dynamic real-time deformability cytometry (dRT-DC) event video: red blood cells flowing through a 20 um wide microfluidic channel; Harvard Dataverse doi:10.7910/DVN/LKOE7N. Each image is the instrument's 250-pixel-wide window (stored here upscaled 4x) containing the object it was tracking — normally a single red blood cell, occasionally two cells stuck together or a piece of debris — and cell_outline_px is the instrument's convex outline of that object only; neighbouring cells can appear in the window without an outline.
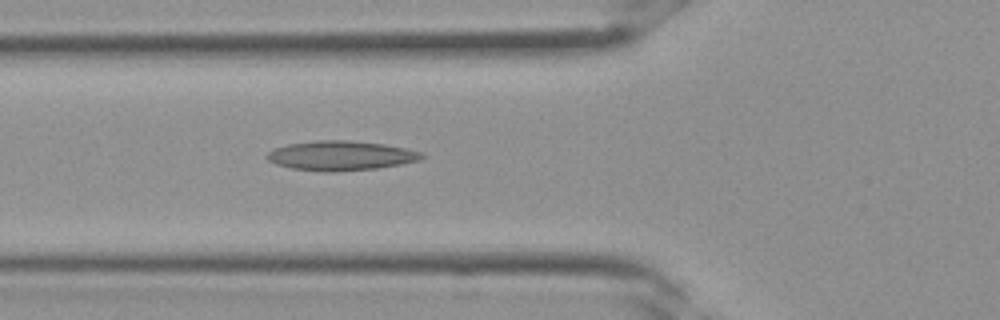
{"species": "Egyptian fruit bat (a non-hibernating species)", "species_latin": "Rousettus aegyptiacus", "temperature_condition": "room temperature", "stored_images_in_passage": 33, "camera_frame_rate_fps": 3000, "um_per_image_px": 0.085, "frame": {"image": 1, "passage_image": 12, "time_ms": 3.667, "image_size_px": [1000, 320], "cell_outline_px": [[428, 156], [420, 160], [380, 168], [332, 172], [324, 172], [292, 168], [276, 164], [268, 160], [264, 156], [268, 152], [276, 148], [288, 144], [316, 140], [344, 140], [384, 144], [424, 152]], "centroid_in_image_um": [29.0, 13.23], "position_along_channel_um": 96.8, "area_um2": 26.76}}
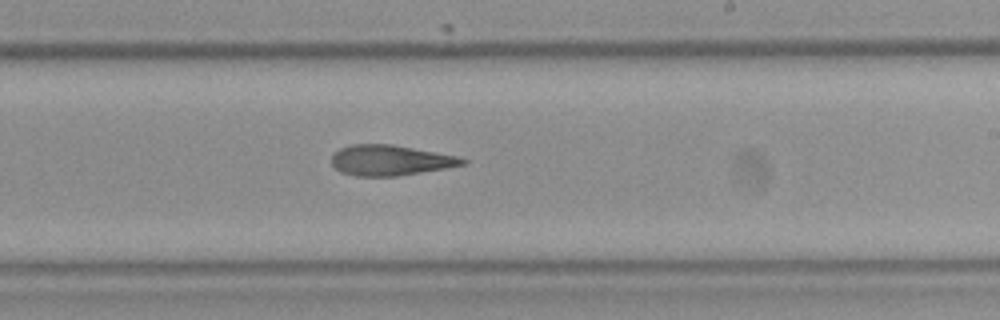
{"frame": {"image": 2, "passage_image": 20, "time_ms": 6.333, "image_size_px": [1000, 320], "cell_outline_px": [[468, 160], [464, 164], [444, 168], [396, 176], [356, 176], [340, 172], [332, 164], [332, 152], [340, 148], [352, 144], [392, 144], [456, 156]], "centroid_in_image_um": [33.11, 13.62], "position_along_channel_um": 255.9, "area_um2": 23.0}}
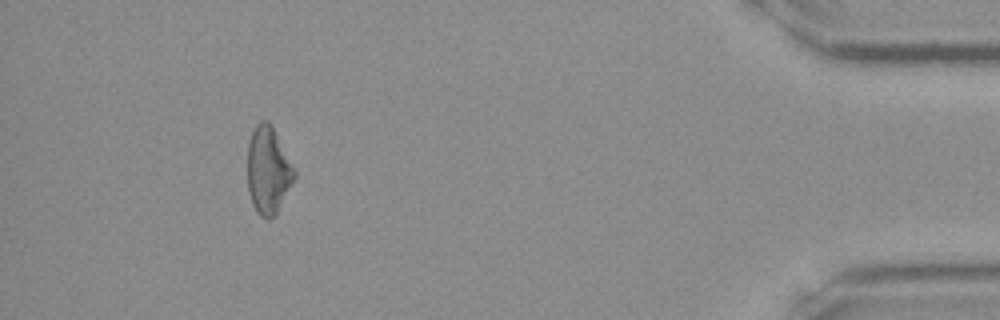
{"frame": {"image": 3, "passage_image": 31, "time_ms": 10.0, "image_size_px": [1000, 320], "cell_outline_px": [[296, 180], [276, 212], [268, 220], [264, 220], [256, 212], [252, 204], [248, 192], [248, 144], [252, 132], [256, 124], [260, 120], [268, 120], [272, 124], [296, 168]], "centroid_in_image_um": [22.82, 14.46], "position_along_channel_um": 412.4, "area_um2": 24.39}}